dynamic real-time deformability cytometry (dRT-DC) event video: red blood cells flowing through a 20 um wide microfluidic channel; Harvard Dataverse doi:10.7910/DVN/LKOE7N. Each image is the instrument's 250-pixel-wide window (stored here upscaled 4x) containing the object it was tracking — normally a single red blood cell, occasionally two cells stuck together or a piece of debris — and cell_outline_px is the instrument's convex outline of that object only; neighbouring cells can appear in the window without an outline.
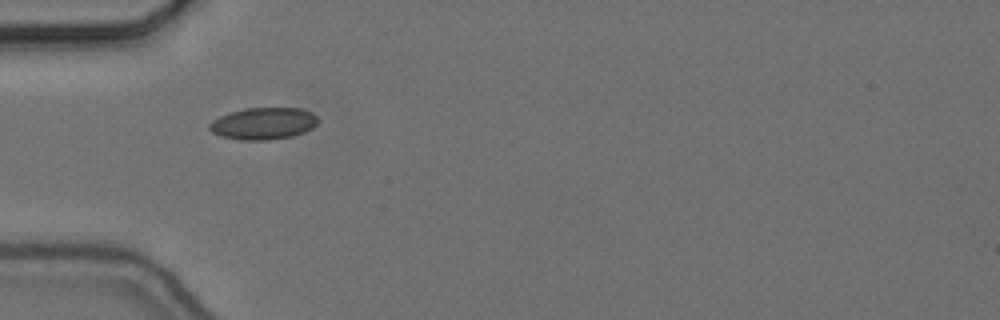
{"species": "common noctule bat (a hibernating species)", "species_latin": "Nyctalus noctula", "temperature_condition": "cold", "stored_images_in_passage": 39, "camera_frame_rate_fps": 3000, "um_per_image_px": 0.085, "animal": {"sex": "female", "body_mass_g": 24.6, "forearm_length_mm": 56.2}, "frame": {"image": 1, "passage_image": 1, "time_ms": 0.0, "image_size_px": [1000, 320], "cell_outline_px": [[320, 120], [312, 128], [304, 132], [292, 136], [268, 140], [240, 140], [220, 136], [212, 132], [208, 128], [208, 124], [212, 120], [220, 116], [244, 108], [300, 108], [312, 112]], "centroid_in_image_um": [22.39, 10.5], "position_along_channel_um": 62.6, "area_um2": 20.29}}
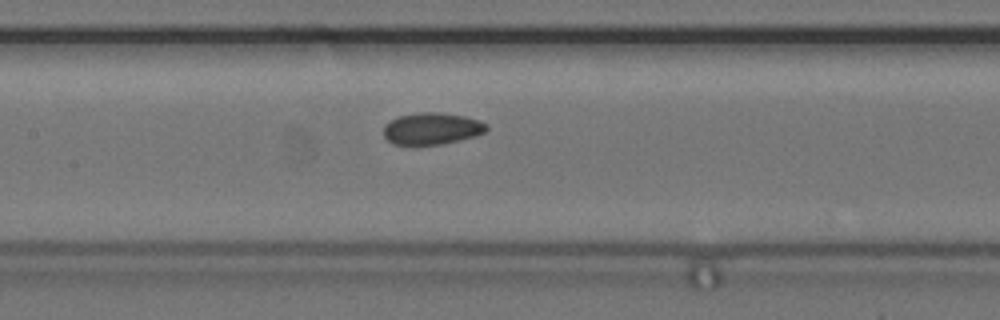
{"frame": {"image": 2, "passage_image": 10, "time_ms": 3.0, "image_size_px": [1000, 320], "cell_outline_px": [[488, 128], [484, 132], [476, 136], [444, 144], [392, 144], [384, 136], [384, 124], [396, 116], [416, 112], [436, 112], [464, 116], [480, 120], [488, 124]], "centroid_in_image_um": [36.71, 10.92], "position_along_channel_um": 170.7, "area_um2": 19.25}}
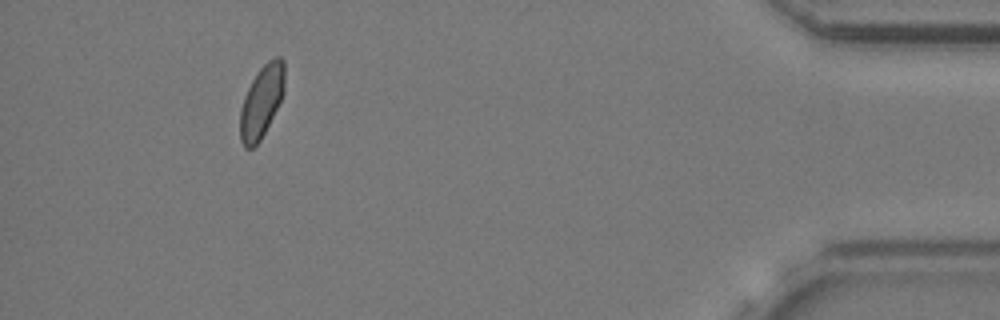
{"frame": {"image": 3, "passage_image": 35, "time_ms": 11.333, "image_size_px": [1000, 320], "cell_outline_px": [[284, 92], [260, 140], [252, 148], [244, 148], [240, 140], [240, 108], [244, 96], [252, 80], [260, 68], [268, 60], [276, 56], [280, 56], [284, 60]], "centroid_in_image_um": [22.22, 8.6], "position_along_channel_um": 413.0, "area_um2": 18.5}, "authors_computed_cell_mechanics": {"area_um2": 19.1896, "velocity_mm_per_s": 3.6591, "shape_relaxation_time_tau1_ms": 5.1017, "shape_relaxation_time_tau2_ms": 3.1375, "deformation_change_tau1": 0.0492, "deformation_change_tau2": 0.0627}}